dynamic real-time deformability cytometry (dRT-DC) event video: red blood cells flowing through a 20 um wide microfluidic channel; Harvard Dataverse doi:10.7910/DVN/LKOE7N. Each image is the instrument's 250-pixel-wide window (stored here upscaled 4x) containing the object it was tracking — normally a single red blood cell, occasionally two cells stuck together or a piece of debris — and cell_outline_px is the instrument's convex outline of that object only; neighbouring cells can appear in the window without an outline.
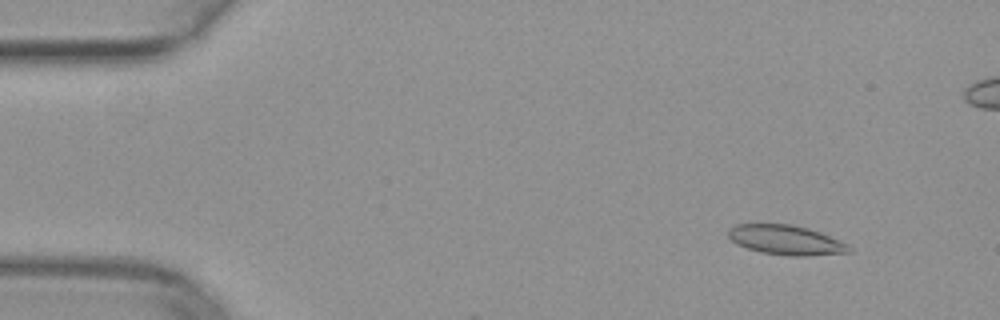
{"species": "common noctule bat (a hibernating species)", "species_latin": "Nyctalus noctula", "temperature_condition": "warm", "stored_images_in_passage": 5, "camera_frame_rate_fps": 3000, "um_per_image_px": 0.085, "animal": {"sex": "female", "body_mass_g": 29.2, "forearm_length_mm": 56.3}, "frame": {"image": 1, "passage_image": 1, "time_ms": 0.0, "image_size_px": [1000, 320], "cell_outline_px": [[852, 252], [808, 256], [788, 256], [760, 252], [736, 244], [728, 236], [728, 228], [732, 224], [792, 224], [808, 228], [820, 232], [848, 244], [852, 248]], "centroid_in_image_um": [66.8, 20.4], "position_along_channel_um": 18.2, "area_um2": 21.04}}